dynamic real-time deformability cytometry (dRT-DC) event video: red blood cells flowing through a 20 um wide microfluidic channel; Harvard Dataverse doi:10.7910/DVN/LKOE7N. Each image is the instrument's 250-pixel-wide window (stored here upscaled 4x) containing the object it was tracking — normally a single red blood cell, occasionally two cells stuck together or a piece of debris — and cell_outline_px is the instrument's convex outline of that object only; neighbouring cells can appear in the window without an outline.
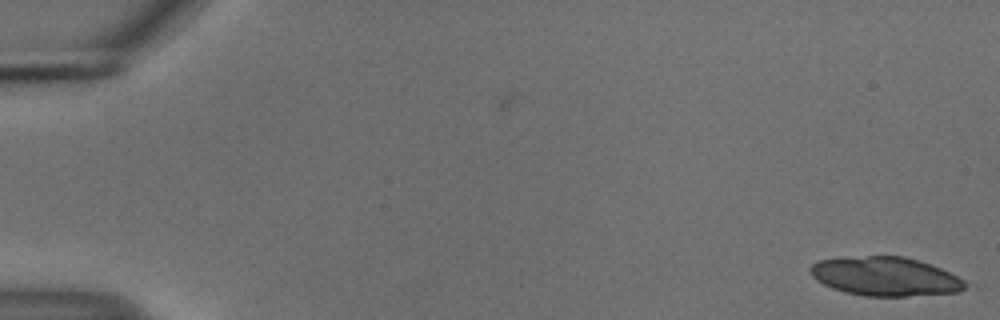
{"species": "common noctule bat (a hibernating species)", "species_latin": "Nyctalus noctula", "temperature_condition": "cold", "stored_images_in_passage": 9, "camera_frame_rate_fps": 3000, "um_per_image_px": 0.085, "animal": {"sex": "male", "body_mass_g": 18.8}, "frame": {"image": 1, "passage_image": 1, "time_ms": 0.0, "image_size_px": [1000, 320], "cell_outline_px": [[980, 288], [960, 292], [908, 296], [864, 296], [844, 292], [832, 288], [816, 280], [812, 276], [808, 268], [812, 264], [820, 260], [868, 256], [904, 256], [940, 268], [976, 284]], "centroid_in_image_um": [75.41, 23.53], "position_along_channel_um": 9.6, "area_um2": 35.72}}